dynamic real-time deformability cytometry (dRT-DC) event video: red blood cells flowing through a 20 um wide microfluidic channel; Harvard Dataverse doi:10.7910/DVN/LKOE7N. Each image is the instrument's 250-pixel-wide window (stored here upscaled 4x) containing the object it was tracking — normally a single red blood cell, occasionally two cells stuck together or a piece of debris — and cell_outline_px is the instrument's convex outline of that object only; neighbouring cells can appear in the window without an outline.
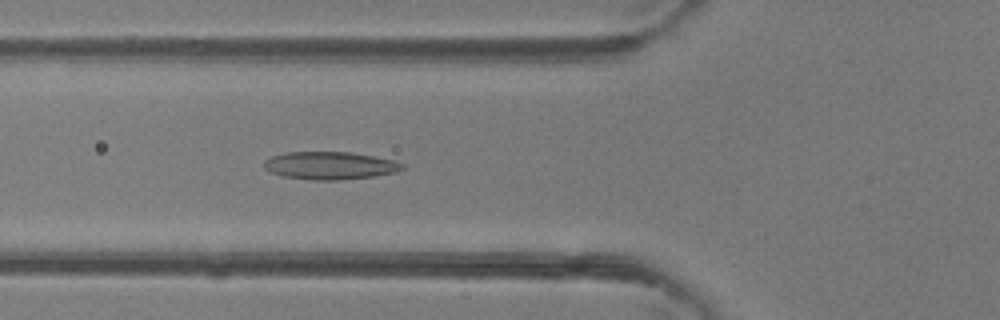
{"species": "common noctule bat (a hibernating species)", "species_latin": "Nyctalus noctula", "temperature_condition": "room temperature", "stored_images_in_passage": 45, "camera_frame_rate_fps": 3000, "um_per_image_px": 0.085, "animal": {"sex": "female"}, "frame": {"image": 1, "passage_image": 16, "time_ms": 5.0, "image_size_px": [1000, 320], "cell_outline_px": [[404, 168], [396, 172], [372, 176], [336, 180], [312, 180], [284, 176], [272, 172], [264, 168], [264, 160], [272, 156], [288, 152], [352, 152], [392, 160], [404, 164]], "centroid_in_image_um": [28.03, 14.07], "position_along_channel_um": 97.8, "area_um2": 22.08}}
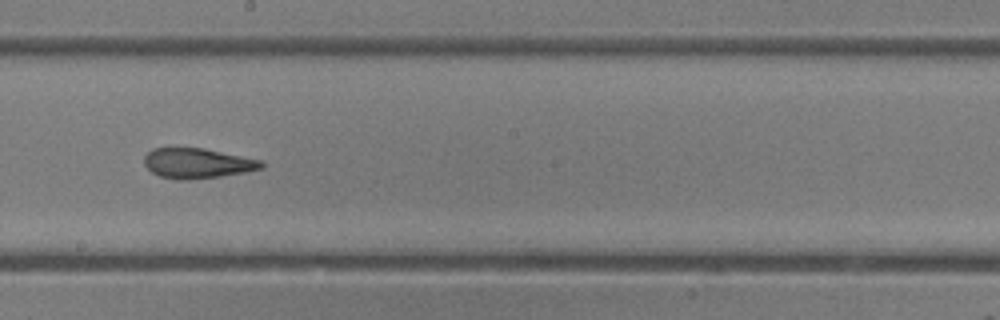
{"frame": {"image": 2, "passage_image": 25, "time_ms": 8.0, "image_size_px": [1000, 320], "cell_outline_px": [[264, 168], [244, 172], [220, 176], [188, 180], [176, 180], [160, 176], [152, 172], [144, 164], [144, 156], [152, 148], [204, 148], [264, 160]], "centroid_in_image_um": [16.8, 13.87], "position_along_channel_um": 231.4, "area_um2": 20.69}}
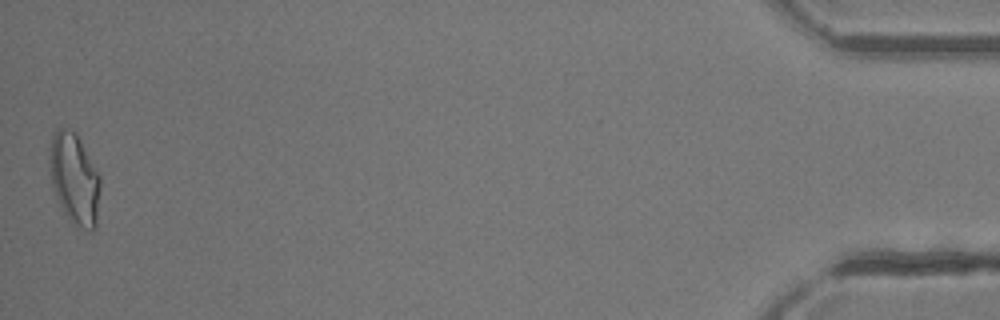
{"frame": {"image": 3, "passage_image": 45, "time_ms": 14.667, "image_size_px": [1000, 320], "cell_outline_px": [[100, 188], [96, 228], [92, 232], [88, 232], [76, 228], [60, 204], [52, 188], [48, 156], [52, 136], [56, 128], [64, 128], [76, 132], [100, 176]], "centroid_in_image_um": [6.33, 15.22], "position_along_channel_um": 428.9, "area_um2": 27.17}, "authors_computed_cell_mechanics": {"area_um2": 22.542, "velocity_mm_per_s": 4.4338, "shape_relaxation_time_tau1_ms": null, "shape_relaxation_time_tau2_ms": 2.2193, "deformation_change_tau1": null, "deformation_change_tau2": 0.1148}}